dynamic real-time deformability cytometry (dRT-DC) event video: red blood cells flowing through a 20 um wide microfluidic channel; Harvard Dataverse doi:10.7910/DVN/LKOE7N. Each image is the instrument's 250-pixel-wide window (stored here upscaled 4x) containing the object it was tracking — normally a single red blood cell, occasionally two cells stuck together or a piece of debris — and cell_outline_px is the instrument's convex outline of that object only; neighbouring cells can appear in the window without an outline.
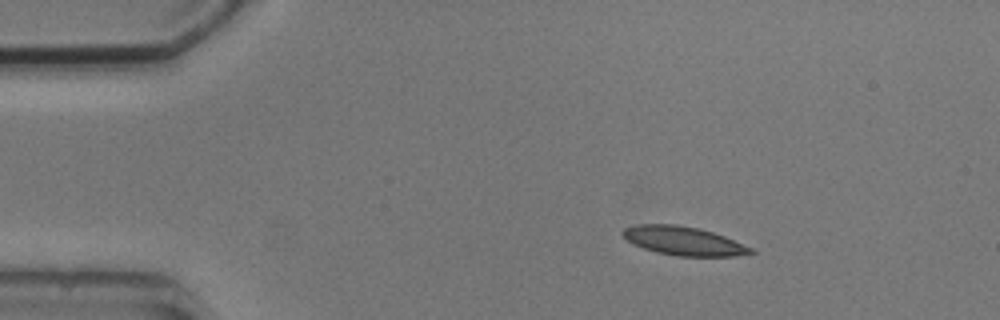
{"species": "common noctule bat (a hibernating species)", "species_latin": "Nyctalus noctula", "temperature_condition": "cold", "stored_images_in_passage": 3, "camera_frame_rate_fps": 3000, "um_per_image_px": 0.085, "animal": {"sex": "male", "body_mass_g": 20.5, "forearm_length_mm": 52.5}, "frame": {"image": 1, "passage_image": 1, "time_ms": 0.0, "image_size_px": [1000, 320], "cell_outline_px": [[756, 252], [732, 256], [676, 256], [656, 252], [644, 248], [628, 240], [620, 232], [624, 228], [636, 224], [676, 224], [700, 228], [724, 236], [752, 248]], "centroid_in_image_um": [58.09, 20.46], "position_along_channel_um": 26.9, "area_um2": 21.27}}